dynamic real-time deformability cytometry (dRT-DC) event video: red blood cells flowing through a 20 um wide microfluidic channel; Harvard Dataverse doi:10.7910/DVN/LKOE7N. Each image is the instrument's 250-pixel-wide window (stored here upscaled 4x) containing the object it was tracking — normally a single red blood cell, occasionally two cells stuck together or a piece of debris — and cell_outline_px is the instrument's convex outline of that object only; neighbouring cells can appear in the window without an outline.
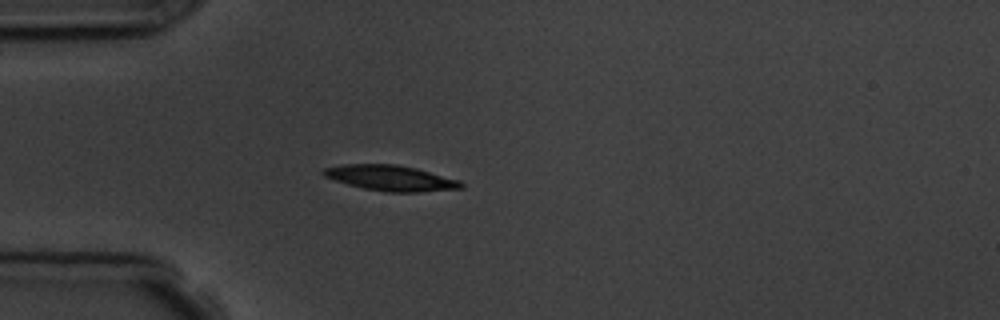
{"species": "common noctule bat (a hibernating species)", "species_latin": "Nyctalus noctula", "temperature_condition": "room temperature", "stored_images_in_passage": 5, "camera_frame_rate_fps": 3000, "um_per_image_px": 0.085, "animal": {"sex": "male", "body_mass_g": 19.5, "forearm_length_mm": 54.6}, "frame": {"image": 1, "passage_image": 4, "time_ms": 3.333, "image_size_px": [1000, 320], "cell_outline_px": [[464, 188], [420, 192], [388, 192], [364, 188], [348, 184], [324, 176], [320, 172], [324, 168], [344, 164], [396, 164], [416, 168], [460, 180], [464, 184]], "centroid_in_image_um": [33.24, 15.13], "position_along_channel_um": 51.8, "area_um2": 20.4}}